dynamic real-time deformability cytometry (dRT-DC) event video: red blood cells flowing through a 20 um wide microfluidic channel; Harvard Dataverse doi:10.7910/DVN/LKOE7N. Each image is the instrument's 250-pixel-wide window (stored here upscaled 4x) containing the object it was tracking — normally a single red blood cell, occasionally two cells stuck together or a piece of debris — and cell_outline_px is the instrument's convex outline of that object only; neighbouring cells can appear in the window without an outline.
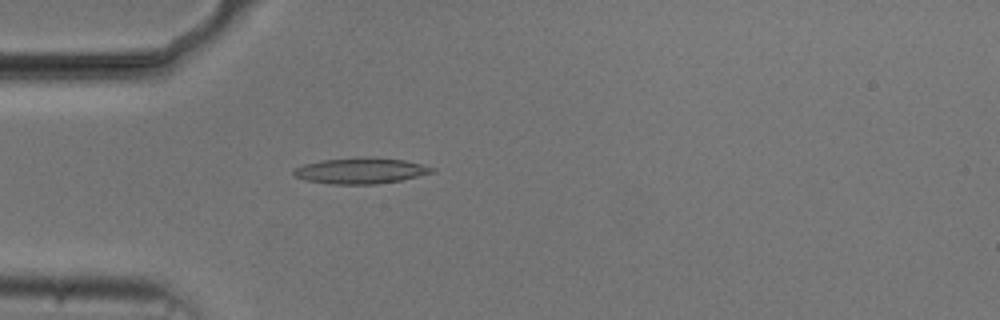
{"species": "common noctule bat (a hibernating species)", "species_latin": "Nyctalus noctula", "temperature_condition": "cold", "stored_images_in_passage": 23, "camera_frame_rate_fps": 3000, "um_per_image_px": 0.085, "animal": {"sex": "male", "body_mass_g": 20.5, "forearm_length_mm": 52.5}, "frame": {"image": 1, "passage_image": 3, "time_ms": 0.667, "image_size_px": [1000, 320], "cell_outline_px": [[436, 172], [400, 180], [376, 184], [328, 184], [308, 180], [296, 176], [292, 172], [296, 168], [304, 164], [320, 160], [356, 156], [368, 156], [404, 160], [436, 168]], "centroid_in_image_um": [30.68, 14.49], "position_along_channel_um": 54.3, "area_um2": 21.04}}
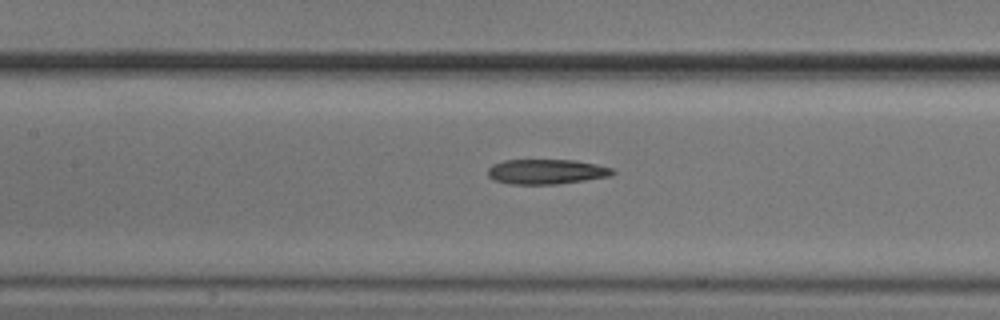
{"frame": {"image": 2, "passage_image": 12, "time_ms": 3.667, "image_size_px": [1000, 320], "cell_outline_px": [[616, 172], [612, 176], [556, 184], [508, 184], [492, 180], [488, 176], [488, 168], [492, 164], [504, 160], [576, 160], [596, 164], [612, 168]], "centroid_in_image_um": [46.43, 14.59], "position_along_channel_um": 161.0, "area_um2": 18.26}}
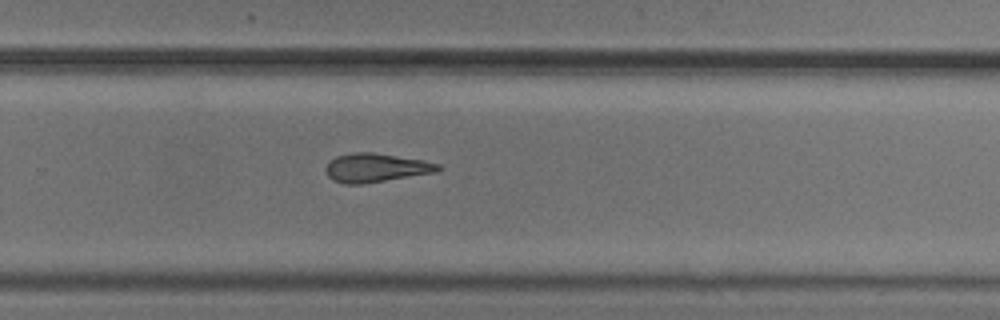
{"frame": {"image": 3, "passage_image": 23, "time_ms": 7.333, "image_size_px": [1000, 320], "cell_outline_px": [[444, 168], [436, 172], [360, 184], [344, 184], [332, 180], [328, 176], [324, 168], [336, 156], [352, 152], [372, 152], [424, 160], [440, 164]], "centroid_in_image_um": [31.96, 14.25], "position_along_channel_um": 297.8, "area_um2": 18.79}}